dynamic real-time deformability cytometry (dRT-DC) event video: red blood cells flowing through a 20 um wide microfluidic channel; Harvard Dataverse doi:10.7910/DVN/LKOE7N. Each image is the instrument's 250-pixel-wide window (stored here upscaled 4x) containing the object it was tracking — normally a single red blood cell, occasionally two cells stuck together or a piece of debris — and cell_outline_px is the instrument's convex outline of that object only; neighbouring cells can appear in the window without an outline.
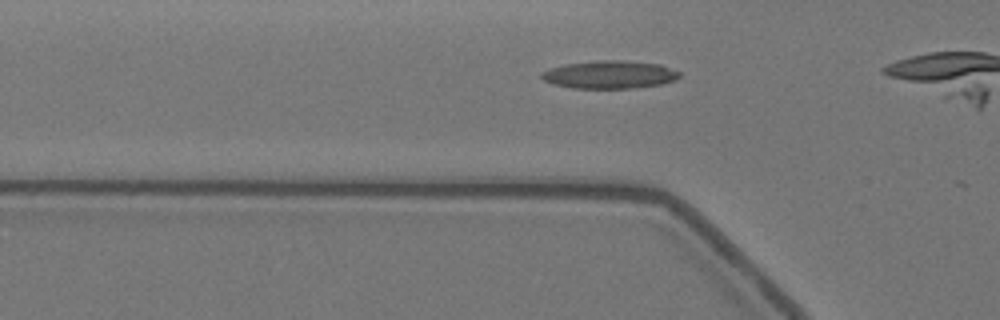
{"species": "Egyptian fruit bat (a non-hibernating species)", "species_latin": "Rousettus aegyptiacus", "temperature_condition": "warm", "stored_images_in_passage": 21, "camera_frame_rate_fps": 3000, "um_per_image_px": 0.085, "animal": {"sex": "female"}, "frame": {"image": 1, "passage_image": 15, "time_ms": 4.667, "image_size_px": [1000, 320], "cell_outline_px": [[680, 76], [676, 80], [660, 84], [632, 88], [572, 88], [552, 84], [544, 80], [540, 76], [540, 72], [564, 64], [596, 60], [620, 60], [660, 64], [680, 72]], "centroid_in_image_um": [51.8, 6.34], "position_along_channel_um": 74.0, "area_um2": 22.43}}
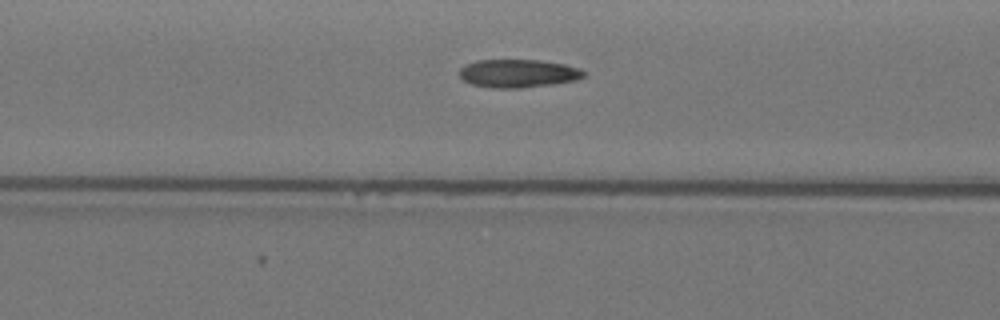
{"frame": {"image": 2, "passage_image": 19, "time_ms": 6.0, "image_size_px": [1000, 320], "cell_outline_px": [[584, 76], [576, 80], [552, 84], [524, 88], [492, 88], [472, 84], [464, 80], [460, 76], [460, 68], [464, 64], [476, 60], [540, 60], [564, 64], [580, 68], [584, 72]], "centroid_in_image_um": [44.03, 6.24], "position_along_channel_um": 122.6, "area_um2": 20.46}}